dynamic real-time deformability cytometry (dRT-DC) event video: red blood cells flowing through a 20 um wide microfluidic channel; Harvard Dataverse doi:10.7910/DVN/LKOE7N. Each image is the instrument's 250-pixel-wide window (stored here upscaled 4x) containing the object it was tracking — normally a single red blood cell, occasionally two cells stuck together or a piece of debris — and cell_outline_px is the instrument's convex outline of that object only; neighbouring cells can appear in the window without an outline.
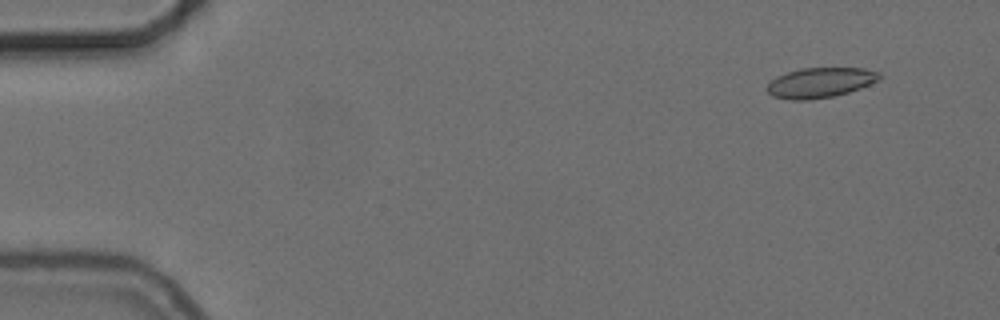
{"species": "common noctule bat (a hibernating species)", "species_latin": "Nyctalus noctula", "temperature_condition": "cold", "stored_images_in_passage": 52, "camera_frame_rate_fps": 3000, "um_per_image_px": 0.085, "animal": {"sex": "female", "body_mass_g": 24.6, "forearm_length_mm": 56.2}, "frame": {"image": 1, "passage_image": 1, "time_ms": 0.0, "image_size_px": [1000, 320], "cell_outline_px": [[880, 80], [860, 88], [848, 92], [832, 96], [808, 100], [792, 100], [772, 96], [764, 88], [776, 76], [800, 68], [864, 68], [880, 72]], "centroid_in_image_um": [69.7, 7.02], "position_along_channel_um": 15.3, "area_um2": 19.71}}
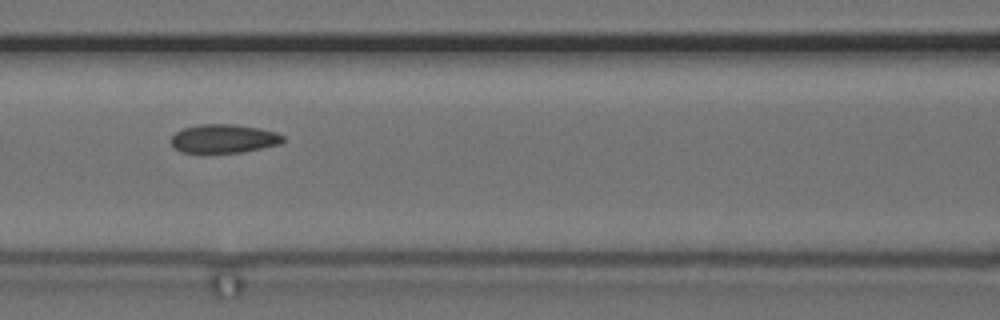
{"frame": {"image": 2, "passage_image": 21, "time_ms": 6.667, "image_size_px": [1000, 320], "cell_outline_px": [[284, 140], [280, 144], [244, 152], [180, 152], [172, 148], [172, 136], [176, 132], [184, 128], [200, 124], [232, 124], [256, 128], [276, 132], [284, 136]], "centroid_in_image_um": [19.01, 11.79], "position_along_channel_um": 147.6, "area_um2": 18.55}}
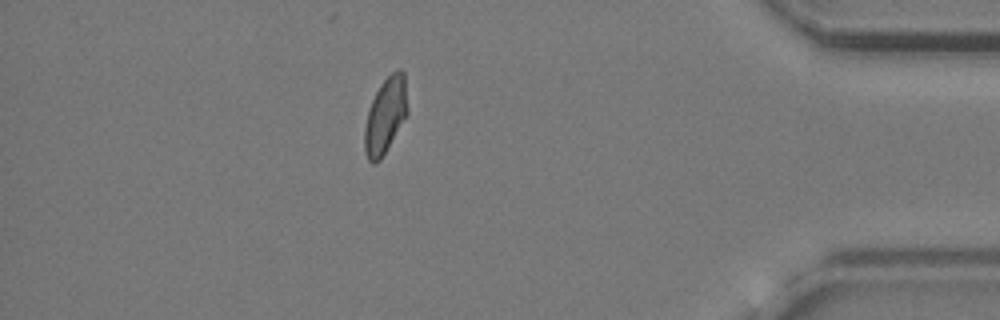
{"frame": {"image": 3, "passage_image": 45, "time_ms": 14.667, "image_size_px": [1000, 320], "cell_outline_px": [[408, 112], [380, 160], [376, 164], [372, 164], [368, 160], [364, 152], [364, 128], [368, 112], [372, 100], [380, 84], [392, 72], [400, 68], [404, 72], [408, 108]], "centroid_in_image_um": [32.75, 9.82], "position_along_channel_um": 402.5, "area_um2": 18.84}, "authors_computed_cell_mechanics": {"area_um2": 19.3341, "velocity_mm_per_s": 3.721, "shape_relaxation_time_tau1_ms": null, "shape_relaxation_time_tau2_ms": 2.4806, "deformation_change_tau1": null, "deformation_change_tau2": 0.0698}}